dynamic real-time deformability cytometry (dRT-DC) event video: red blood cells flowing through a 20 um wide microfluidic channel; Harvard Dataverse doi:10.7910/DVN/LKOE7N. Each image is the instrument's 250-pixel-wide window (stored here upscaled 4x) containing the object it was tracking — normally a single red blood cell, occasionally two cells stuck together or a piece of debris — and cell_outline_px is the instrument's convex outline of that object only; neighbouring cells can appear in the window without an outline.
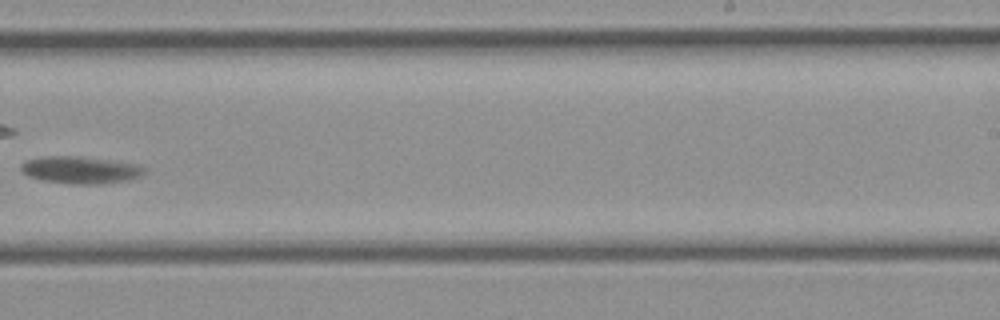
{"species": "common noctule bat (a hibernating species)", "species_latin": "Nyctalus noctula", "temperature_condition": "cold", "stored_images_in_passage": 37, "segment_of_instrument_passage": [1, 2], "camera_frame_rate_fps": 3000, "um_per_image_px": 0.085, "animal": {"sex": "female", "body_mass_g": 21.9}, "frame": {"image": 1, "passage_image": 23, "time_ms": 7.333, "image_size_px": [1000, 320], "cell_outline_px": [[148, 172], [140, 176], [128, 180], [104, 184], [72, 184], [44, 180], [28, 176], [20, 172], [20, 164], [24, 160], [40, 156], [80, 156], [112, 160], [140, 164]], "centroid_in_image_um": [6.83, 14.43], "position_along_channel_um": 282.2, "area_um2": 20.0}}
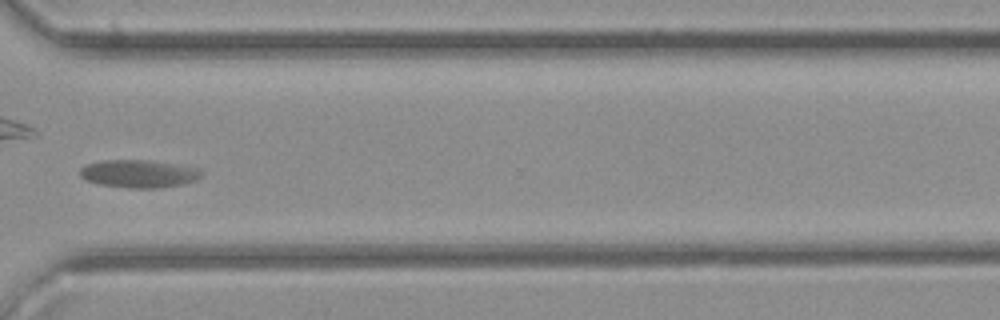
{"frame": {"image": 2, "passage_image": 27, "time_ms": 8.667, "image_size_px": [1000, 320], "cell_outline_px": [[204, 172], [196, 180], [180, 184], [160, 188], [128, 188], [100, 184], [88, 180], [80, 176], [80, 168], [88, 164], [100, 160], [152, 160], [200, 168]], "centroid_in_image_um": [11.83, 14.75], "position_along_channel_um": 358.8, "area_um2": 19.71}}
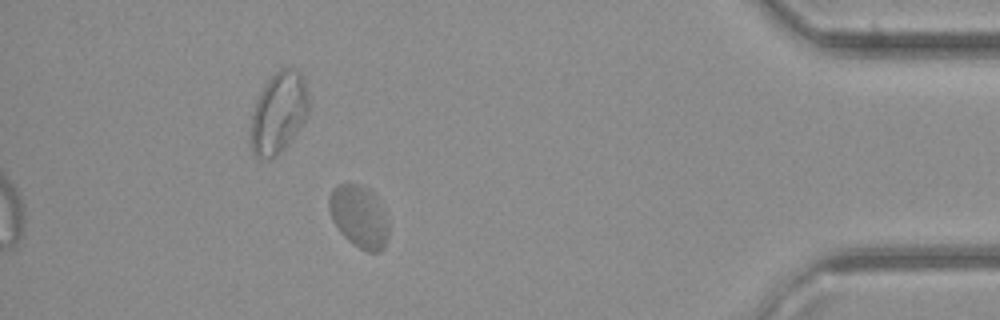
{"frame": {"image": 3, "passage_image": 32, "time_ms": 10.333, "image_size_px": [1000, 320], "cell_outline_px": [[388, 236], [384, 248], [380, 252], [368, 252], [352, 244], [340, 232], [332, 220], [328, 208], [328, 196], [332, 188], [336, 184], [360, 184], [368, 188], [380, 200], [388, 220]], "centroid_in_image_um": [30.52, 18.39], "position_along_channel_um": 404.7, "area_um2": 22.08}}